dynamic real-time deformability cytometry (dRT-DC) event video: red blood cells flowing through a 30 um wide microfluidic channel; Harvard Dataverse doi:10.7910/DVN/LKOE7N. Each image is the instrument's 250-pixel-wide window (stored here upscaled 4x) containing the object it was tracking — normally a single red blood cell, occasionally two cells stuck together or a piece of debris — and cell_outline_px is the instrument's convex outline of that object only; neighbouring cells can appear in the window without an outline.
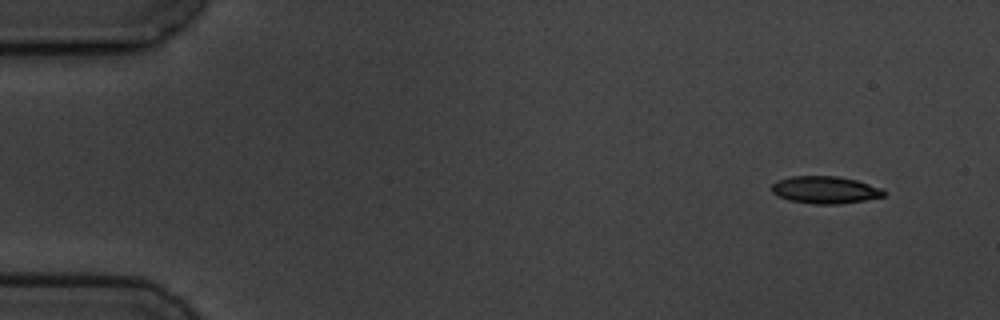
{"species": "common noctule bat (a hibernating species)", "species_latin": "Nyctalus noctula", "temperature_condition": "cold", "stored_images_in_passage": 10, "camera_frame_rate_fps": 3000, "um_per_image_px": 0.085, "animal": {"sex": "male", "body_mass_g": 19.5, "forearm_length_mm": 54.6}, "frame": {"image": 1, "passage_image": 1, "time_ms": 0.0, "image_size_px": [1000, 320], "cell_outline_px": [[884, 196], [864, 200], [840, 204], [812, 204], [788, 200], [776, 196], [772, 192], [772, 184], [776, 180], [792, 176], [840, 176], [856, 180], [880, 188], [884, 192]], "centroid_in_image_um": [70.07, 16.14], "position_along_channel_um": 14.9, "area_um2": 17.86}}
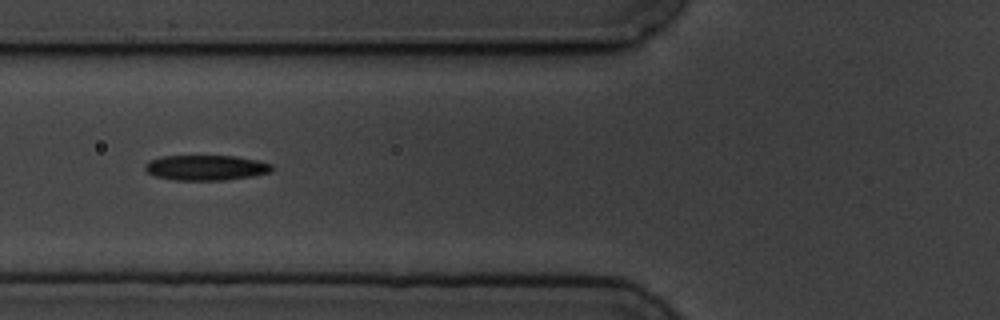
{"frame": {"image": 2, "passage_image": 6, "time_ms": 5.667, "image_size_px": [1000, 320], "cell_outline_px": [[272, 172], [252, 176], [228, 180], [172, 180], [156, 176], [148, 172], [144, 168], [144, 164], [148, 160], [164, 156], [236, 156], [256, 160], [272, 164]], "centroid_in_image_um": [17.5, 14.25], "position_along_channel_um": 108.3, "area_um2": 18.73}}
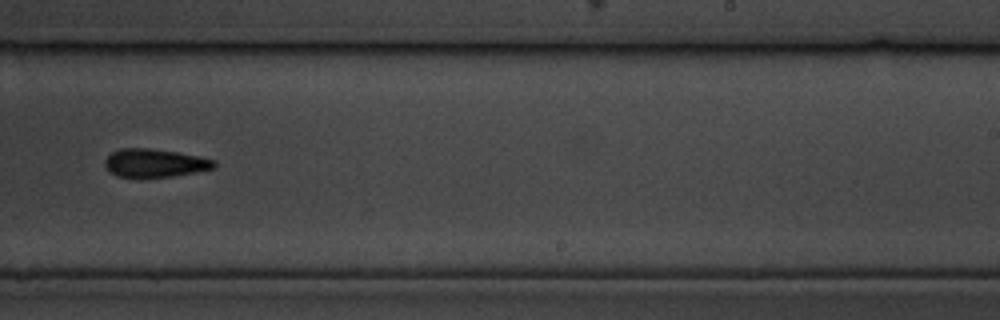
{"frame": {"image": 3, "passage_image": 10, "time_ms": 10.333, "image_size_px": [1000, 320], "cell_outline_px": [[216, 168], [196, 172], [172, 176], [116, 176], [104, 164], [104, 160], [112, 152], [120, 148], [148, 148], [176, 152], [216, 160]], "centroid_in_image_um": [13.18, 13.84], "position_along_channel_um": 275.8, "area_um2": 17.63}}